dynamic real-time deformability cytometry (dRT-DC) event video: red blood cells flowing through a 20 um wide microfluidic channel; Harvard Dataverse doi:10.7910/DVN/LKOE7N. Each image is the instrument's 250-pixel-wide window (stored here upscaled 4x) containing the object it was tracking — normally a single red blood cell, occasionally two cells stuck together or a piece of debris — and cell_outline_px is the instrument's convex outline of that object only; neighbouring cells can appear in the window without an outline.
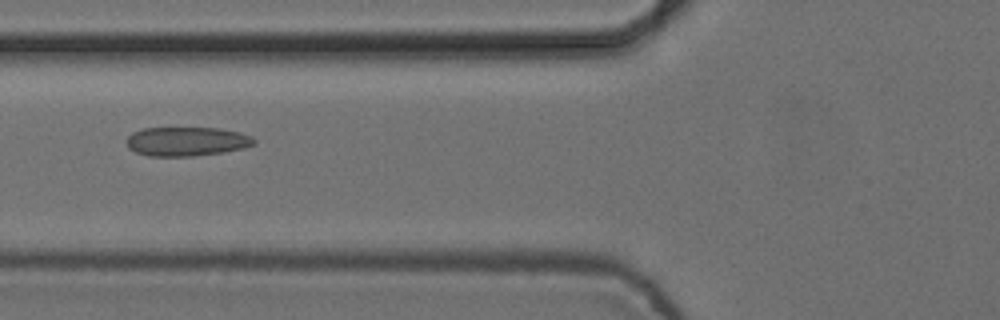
{"species": "common noctule bat (a hibernating species)", "species_latin": "Nyctalus noctula", "temperature_condition": "cold", "stored_images_in_passage": 8, "camera_frame_rate_fps": 3000, "um_per_image_px": 0.085, "animal": {"sex": "female", "body_mass_g": 24.6, "forearm_length_mm": 56.2}, "frame": {"image": 1, "passage_image": 5, "time_ms": 1.333, "image_size_px": [1000, 320], "cell_outline_px": [[256, 144], [244, 148], [224, 152], [192, 156], [148, 156], [136, 152], [128, 148], [128, 136], [132, 132], [144, 128], [220, 128], [240, 132], [252, 136], [256, 140]], "centroid_in_image_um": [15.91, 12.02], "position_along_channel_um": 109.9, "area_um2": 21.73}}
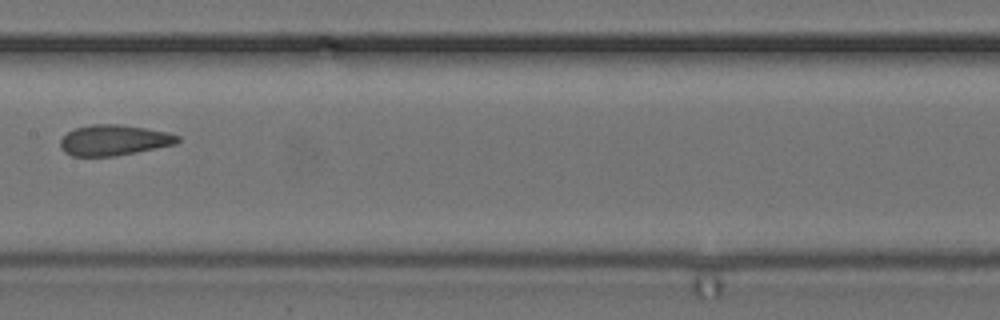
{"frame": {"image": 2, "passage_image": 7, "time_ms": 2.0, "image_size_px": [1000, 320], "cell_outline_px": [[180, 140], [176, 144], [116, 156], [72, 156], [64, 152], [60, 148], [60, 140], [68, 132], [76, 128], [92, 124], [120, 124], [168, 132], [180, 136]], "centroid_in_image_um": [9.68, 11.92], "position_along_channel_um": 197.7, "area_um2": 20.92}}
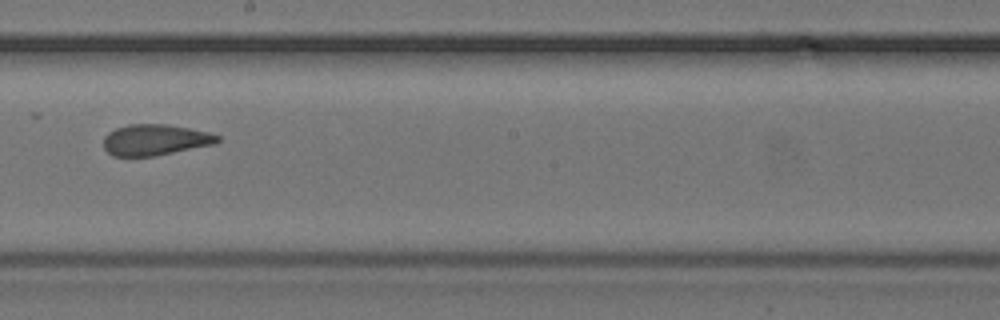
{"frame": {"image": 3, "passage_image": 8, "time_ms": 2.333, "image_size_px": [1000, 320], "cell_outline_px": [[220, 140], [216, 144], [152, 156], [112, 156], [104, 148], [104, 136], [108, 132], [116, 128], [128, 124], [168, 124], [208, 132], [220, 136]], "centroid_in_image_um": [13.18, 11.88], "position_along_channel_um": 235.0, "area_um2": 20.58}}